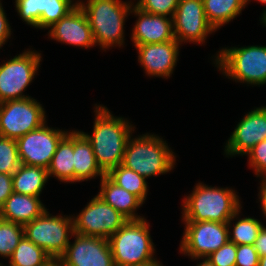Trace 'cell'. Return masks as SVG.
<instances>
[{
	"mask_svg": "<svg viewBox=\"0 0 266 266\" xmlns=\"http://www.w3.org/2000/svg\"><path fill=\"white\" fill-rule=\"evenodd\" d=\"M94 108L92 134L80 132L90 142L98 166L107 174L122 164L127 142L136 128L127 118L113 115L103 104H95Z\"/></svg>",
	"mask_w": 266,
	"mask_h": 266,
	"instance_id": "cell-1",
	"label": "cell"
},
{
	"mask_svg": "<svg viewBox=\"0 0 266 266\" xmlns=\"http://www.w3.org/2000/svg\"><path fill=\"white\" fill-rule=\"evenodd\" d=\"M188 195V196H187ZM182 200L181 221L228 222L240 209L241 197L232 187H212L203 182L195 184L192 193Z\"/></svg>",
	"mask_w": 266,
	"mask_h": 266,
	"instance_id": "cell-2",
	"label": "cell"
},
{
	"mask_svg": "<svg viewBox=\"0 0 266 266\" xmlns=\"http://www.w3.org/2000/svg\"><path fill=\"white\" fill-rule=\"evenodd\" d=\"M136 0H80L92 29L96 46L106 52L110 47H124L125 21Z\"/></svg>",
	"mask_w": 266,
	"mask_h": 266,
	"instance_id": "cell-3",
	"label": "cell"
},
{
	"mask_svg": "<svg viewBox=\"0 0 266 266\" xmlns=\"http://www.w3.org/2000/svg\"><path fill=\"white\" fill-rule=\"evenodd\" d=\"M131 135L122 165L142 175L145 179L171 172L176 163V154L163 137L155 133Z\"/></svg>",
	"mask_w": 266,
	"mask_h": 266,
	"instance_id": "cell-4",
	"label": "cell"
},
{
	"mask_svg": "<svg viewBox=\"0 0 266 266\" xmlns=\"http://www.w3.org/2000/svg\"><path fill=\"white\" fill-rule=\"evenodd\" d=\"M212 58L226 78L252 87L266 85V45L223 47Z\"/></svg>",
	"mask_w": 266,
	"mask_h": 266,
	"instance_id": "cell-5",
	"label": "cell"
},
{
	"mask_svg": "<svg viewBox=\"0 0 266 266\" xmlns=\"http://www.w3.org/2000/svg\"><path fill=\"white\" fill-rule=\"evenodd\" d=\"M147 221L128 220L108 239L115 266H145L158 261Z\"/></svg>",
	"mask_w": 266,
	"mask_h": 266,
	"instance_id": "cell-6",
	"label": "cell"
},
{
	"mask_svg": "<svg viewBox=\"0 0 266 266\" xmlns=\"http://www.w3.org/2000/svg\"><path fill=\"white\" fill-rule=\"evenodd\" d=\"M62 215H52L46 209L39 217L24 225V235L54 260L65 253L70 238H74L72 215Z\"/></svg>",
	"mask_w": 266,
	"mask_h": 266,
	"instance_id": "cell-7",
	"label": "cell"
},
{
	"mask_svg": "<svg viewBox=\"0 0 266 266\" xmlns=\"http://www.w3.org/2000/svg\"><path fill=\"white\" fill-rule=\"evenodd\" d=\"M41 59L40 52L28 48L0 64V103L31 97L24 93L37 75Z\"/></svg>",
	"mask_w": 266,
	"mask_h": 266,
	"instance_id": "cell-8",
	"label": "cell"
},
{
	"mask_svg": "<svg viewBox=\"0 0 266 266\" xmlns=\"http://www.w3.org/2000/svg\"><path fill=\"white\" fill-rule=\"evenodd\" d=\"M45 108L33 97L0 103V136L18 139L47 122Z\"/></svg>",
	"mask_w": 266,
	"mask_h": 266,
	"instance_id": "cell-9",
	"label": "cell"
},
{
	"mask_svg": "<svg viewBox=\"0 0 266 266\" xmlns=\"http://www.w3.org/2000/svg\"><path fill=\"white\" fill-rule=\"evenodd\" d=\"M185 228L179 252L191 260L201 261L229 241L227 222L182 221Z\"/></svg>",
	"mask_w": 266,
	"mask_h": 266,
	"instance_id": "cell-10",
	"label": "cell"
},
{
	"mask_svg": "<svg viewBox=\"0 0 266 266\" xmlns=\"http://www.w3.org/2000/svg\"><path fill=\"white\" fill-rule=\"evenodd\" d=\"M72 217L75 233L105 239H109L128 221L97 194L80 213Z\"/></svg>",
	"mask_w": 266,
	"mask_h": 266,
	"instance_id": "cell-11",
	"label": "cell"
},
{
	"mask_svg": "<svg viewBox=\"0 0 266 266\" xmlns=\"http://www.w3.org/2000/svg\"><path fill=\"white\" fill-rule=\"evenodd\" d=\"M68 132L52 128L46 122L40 128L16 139L21 164L48 169L58 144Z\"/></svg>",
	"mask_w": 266,
	"mask_h": 266,
	"instance_id": "cell-12",
	"label": "cell"
},
{
	"mask_svg": "<svg viewBox=\"0 0 266 266\" xmlns=\"http://www.w3.org/2000/svg\"><path fill=\"white\" fill-rule=\"evenodd\" d=\"M172 19L175 39L181 45L205 44L208 35L216 32L206 18L203 0H179Z\"/></svg>",
	"mask_w": 266,
	"mask_h": 266,
	"instance_id": "cell-13",
	"label": "cell"
},
{
	"mask_svg": "<svg viewBox=\"0 0 266 266\" xmlns=\"http://www.w3.org/2000/svg\"><path fill=\"white\" fill-rule=\"evenodd\" d=\"M73 237L58 259L64 266H115L108 239L75 232Z\"/></svg>",
	"mask_w": 266,
	"mask_h": 266,
	"instance_id": "cell-14",
	"label": "cell"
},
{
	"mask_svg": "<svg viewBox=\"0 0 266 266\" xmlns=\"http://www.w3.org/2000/svg\"><path fill=\"white\" fill-rule=\"evenodd\" d=\"M224 145L226 157L243 156L256 144L266 139V105L254 107L239 120Z\"/></svg>",
	"mask_w": 266,
	"mask_h": 266,
	"instance_id": "cell-15",
	"label": "cell"
},
{
	"mask_svg": "<svg viewBox=\"0 0 266 266\" xmlns=\"http://www.w3.org/2000/svg\"><path fill=\"white\" fill-rule=\"evenodd\" d=\"M20 19L36 29H48L66 16L78 3L75 0H15Z\"/></svg>",
	"mask_w": 266,
	"mask_h": 266,
	"instance_id": "cell-16",
	"label": "cell"
},
{
	"mask_svg": "<svg viewBox=\"0 0 266 266\" xmlns=\"http://www.w3.org/2000/svg\"><path fill=\"white\" fill-rule=\"evenodd\" d=\"M182 45L177 40L134 46L138 63L150 77L168 79L172 76Z\"/></svg>",
	"mask_w": 266,
	"mask_h": 266,
	"instance_id": "cell-17",
	"label": "cell"
},
{
	"mask_svg": "<svg viewBox=\"0 0 266 266\" xmlns=\"http://www.w3.org/2000/svg\"><path fill=\"white\" fill-rule=\"evenodd\" d=\"M48 38L78 48L96 47L92 29L79 5L48 28Z\"/></svg>",
	"mask_w": 266,
	"mask_h": 266,
	"instance_id": "cell-18",
	"label": "cell"
},
{
	"mask_svg": "<svg viewBox=\"0 0 266 266\" xmlns=\"http://www.w3.org/2000/svg\"><path fill=\"white\" fill-rule=\"evenodd\" d=\"M130 14L137 17L131 34L133 46L165 43L170 40H176L172 18L163 15L148 14L141 11L135 5H133Z\"/></svg>",
	"mask_w": 266,
	"mask_h": 266,
	"instance_id": "cell-19",
	"label": "cell"
},
{
	"mask_svg": "<svg viewBox=\"0 0 266 266\" xmlns=\"http://www.w3.org/2000/svg\"><path fill=\"white\" fill-rule=\"evenodd\" d=\"M99 190L97 195L127 220L145 218L137 213L144 203L136 195L115 184L107 175L100 180Z\"/></svg>",
	"mask_w": 266,
	"mask_h": 266,
	"instance_id": "cell-20",
	"label": "cell"
},
{
	"mask_svg": "<svg viewBox=\"0 0 266 266\" xmlns=\"http://www.w3.org/2000/svg\"><path fill=\"white\" fill-rule=\"evenodd\" d=\"M46 209L40 197L13 192L0 208V218L24 226Z\"/></svg>",
	"mask_w": 266,
	"mask_h": 266,
	"instance_id": "cell-21",
	"label": "cell"
},
{
	"mask_svg": "<svg viewBox=\"0 0 266 266\" xmlns=\"http://www.w3.org/2000/svg\"><path fill=\"white\" fill-rule=\"evenodd\" d=\"M73 156L74 183L95 179L98 176L101 180L106 175L96 162L90 142L77 129L73 130Z\"/></svg>",
	"mask_w": 266,
	"mask_h": 266,
	"instance_id": "cell-22",
	"label": "cell"
},
{
	"mask_svg": "<svg viewBox=\"0 0 266 266\" xmlns=\"http://www.w3.org/2000/svg\"><path fill=\"white\" fill-rule=\"evenodd\" d=\"M48 181L47 169L21 164L12 174L13 192L40 197Z\"/></svg>",
	"mask_w": 266,
	"mask_h": 266,
	"instance_id": "cell-23",
	"label": "cell"
},
{
	"mask_svg": "<svg viewBox=\"0 0 266 266\" xmlns=\"http://www.w3.org/2000/svg\"><path fill=\"white\" fill-rule=\"evenodd\" d=\"M73 130L60 141L48 167V177L64 183H74Z\"/></svg>",
	"mask_w": 266,
	"mask_h": 266,
	"instance_id": "cell-24",
	"label": "cell"
},
{
	"mask_svg": "<svg viewBox=\"0 0 266 266\" xmlns=\"http://www.w3.org/2000/svg\"><path fill=\"white\" fill-rule=\"evenodd\" d=\"M208 22L218 31L225 24L241 15L246 0H203Z\"/></svg>",
	"mask_w": 266,
	"mask_h": 266,
	"instance_id": "cell-25",
	"label": "cell"
},
{
	"mask_svg": "<svg viewBox=\"0 0 266 266\" xmlns=\"http://www.w3.org/2000/svg\"><path fill=\"white\" fill-rule=\"evenodd\" d=\"M241 213V209L238 210L227 222L229 241L236 245H253L264 223L250 216L241 218Z\"/></svg>",
	"mask_w": 266,
	"mask_h": 266,
	"instance_id": "cell-26",
	"label": "cell"
},
{
	"mask_svg": "<svg viewBox=\"0 0 266 266\" xmlns=\"http://www.w3.org/2000/svg\"><path fill=\"white\" fill-rule=\"evenodd\" d=\"M106 175L115 184L136 195L143 203L146 202L149 186L147 180L142 175L122 164L111 169Z\"/></svg>",
	"mask_w": 266,
	"mask_h": 266,
	"instance_id": "cell-27",
	"label": "cell"
},
{
	"mask_svg": "<svg viewBox=\"0 0 266 266\" xmlns=\"http://www.w3.org/2000/svg\"><path fill=\"white\" fill-rule=\"evenodd\" d=\"M51 260L42 248L24 235L8 262L9 266H46Z\"/></svg>",
	"mask_w": 266,
	"mask_h": 266,
	"instance_id": "cell-28",
	"label": "cell"
},
{
	"mask_svg": "<svg viewBox=\"0 0 266 266\" xmlns=\"http://www.w3.org/2000/svg\"><path fill=\"white\" fill-rule=\"evenodd\" d=\"M23 236V225L0 218V257L9 260Z\"/></svg>",
	"mask_w": 266,
	"mask_h": 266,
	"instance_id": "cell-29",
	"label": "cell"
},
{
	"mask_svg": "<svg viewBox=\"0 0 266 266\" xmlns=\"http://www.w3.org/2000/svg\"><path fill=\"white\" fill-rule=\"evenodd\" d=\"M20 165L16 140L0 136V173L12 175Z\"/></svg>",
	"mask_w": 266,
	"mask_h": 266,
	"instance_id": "cell-30",
	"label": "cell"
},
{
	"mask_svg": "<svg viewBox=\"0 0 266 266\" xmlns=\"http://www.w3.org/2000/svg\"><path fill=\"white\" fill-rule=\"evenodd\" d=\"M178 4L179 0H137L134 5L148 14L172 18Z\"/></svg>",
	"mask_w": 266,
	"mask_h": 266,
	"instance_id": "cell-31",
	"label": "cell"
},
{
	"mask_svg": "<svg viewBox=\"0 0 266 266\" xmlns=\"http://www.w3.org/2000/svg\"><path fill=\"white\" fill-rule=\"evenodd\" d=\"M246 155L250 169L257 178L262 177L266 173V139L256 144Z\"/></svg>",
	"mask_w": 266,
	"mask_h": 266,
	"instance_id": "cell-32",
	"label": "cell"
},
{
	"mask_svg": "<svg viewBox=\"0 0 266 266\" xmlns=\"http://www.w3.org/2000/svg\"><path fill=\"white\" fill-rule=\"evenodd\" d=\"M207 258L214 266H235L236 244L228 241Z\"/></svg>",
	"mask_w": 266,
	"mask_h": 266,
	"instance_id": "cell-33",
	"label": "cell"
},
{
	"mask_svg": "<svg viewBox=\"0 0 266 266\" xmlns=\"http://www.w3.org/2000/svg\"><path fill=\"white\" fill-rule=\"evenodd\" d=\"M259 256L253 245H236L235 266H258Z\"/></svg>",
	"mask_w": 266,
	"mask_h": 266,
	"instance_id": "cell-34",
	"label": "cell"
},
{
	"mask_svg": "<svg viewBox=\"0 0 266 266\" xmlns=\"http://www.w3.org/2000/svg\"><path fill=\"white\" fill-rule=\"evenodd\" d=\"M1 1L2 0H0V49L9 41L8 39L11 38V34L13 33Z\"/></svg>",
	"mask_w": 266,
	"mask_h": 266,
	"instance_id": "cell-35",
	"label": "cell"
},
{
	"mask_svg": "<svg viewBox=\"0 0 266 266\" xmlns=\"http://www.w3.org/2000/svg\"><path fill=\"white\" fill-rule=\"evenodd\" d=\"M12 193V175L0 173V208Z\"/></svg>",
	"mask_w": 266,
	"mask_h": 266,
	"instance_id": "cell-36",
	"label": "cell"
},
{
	"mask_svg": "<svg viewBox=\"0 0 266 266\" xmlns=\"http://www.w3.org/2000/svg\"><path fill=\"white\" fill-rule=\"evenodd\" d=\"M258 256H266V227L263 225L253 244Z\"/></svg>",
	"mask_w": 266,
	"mask_h": 266,
	"instance_id": "cell-37",
	"label": "cell"
},
{
	"mask_svg": "<svg viewBox=\"0 0 266 266\" xmlns=\"http://www.w3.org/2000/svg\"><path fill=\"white\" fill-rule=\"evenodd\" d=\"M260 187H259V193H258V201L260 202V209L261 212L263 214V216L265 217L264 219H266V182H264L262 179L260 181Z\"/></svg>",
	"mask_w": 266,
	"mask_h": 266,
	"instance_id": "cell-38",
	"label": "cell"
},
{
	"mask_svg": "<svg viewBox=\"0 0 266 266\" xmlns=\"http://www.w3.org/2000/svg\"><path fill=\"white\" fill-rule=\"evenodd\" d=\"M256 1V0H254ZM258 2L266 5V0H257ZM251 0H246V6H248V4H250ZM261 22V24H263L266 21V8L263 10V13L261 15V18L259 20Z\"/></svg>",
	"mask_w": 266,
	"mask_h": 266,
	"instance_id": "cell-39",
	"label": "cell"
},
{
	"mask_svg": "<svg viewBox=\"0 0 266 266\" xmlns=\"http://www.w3.org/2000/svg\"><path fill=\"white\" fill-rule=\"evenodd\" d=\"M196 266H214L208 258H203V260L196 264Z\"/></svg>",
	"mask_w": 266,
	"mask_h": 266,
	"instance_id": "cell-40",
	"label": "cell"
},
{
	"mask_svg": "<svg viewBox=\"0 0 266 266\" xmlns=\"http://www.w3.org/2000/svg\"><path fill=\"white\" fill-rule=\"evenodd\" d=\"M46 266H64L59 260L52 259Z\"/></svg>",
	"mask_w": 266,
	"mask_h": 266,
	"instance_id": "cell-41",
	"label": "cell"
},
{
	"mask_svg": "<svg viewBox=\"0 0 266 266\" xmlns=\"http://www.w3.org/2000/svg\"><path fill=\"white\" fill-rule=\"evenodd\" d=\"M258 266H266V256L259 257V264Z\"/></svg>",
	"mask_w": 266,
	"mask_h": 266,
	"instance_id": "cell-42",
	"label": "cell"
},
{
	"mask_svg": "<svg viewBox=\"0 0 266 266\" xmlns=\"http://www.w3.org/2000/svg\"><path fill=\"white\" fill-rule=\"evenodd\" d=\"M145 266H163L162 262H160L159 260L157 262L145 265Z\"/></svg>",
	"mask_w": 266,
	"mask_h": 266,
	"instance_id": "cell-43",
	"label": "cell"
},
{
	"mask_svg": "<svg viewBox=\"0 0 266 266\" xmlns=\"http://www.w3.org/2000/svg\"><path fill=\"white\" fill-rule=\"evenodd\" d=\"M261 179L266 182V173L261 177Z\"/></svg>",
	"mask_w": 266,
	"mask_h": 266,
	"instance_id": "cell-44",
	"label": "cell"
}]
</instances>
